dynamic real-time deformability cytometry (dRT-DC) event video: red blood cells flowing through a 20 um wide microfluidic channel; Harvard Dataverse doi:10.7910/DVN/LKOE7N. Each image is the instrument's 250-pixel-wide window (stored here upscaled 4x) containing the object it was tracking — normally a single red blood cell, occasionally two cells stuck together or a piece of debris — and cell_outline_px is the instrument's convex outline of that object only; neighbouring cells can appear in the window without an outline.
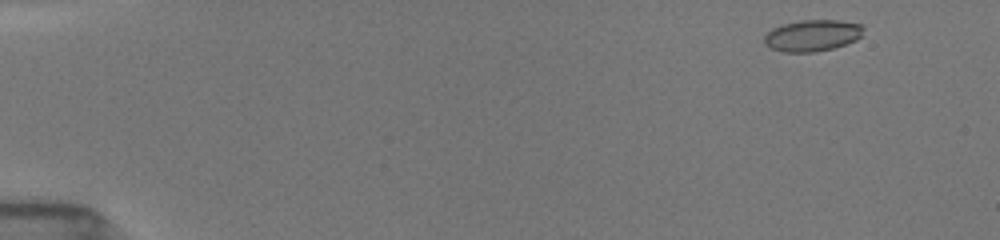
{"species": "common noctule bat (a hibernating species)", "species_latin": "Nyctalus noctula", "temperature_condition": "room temperature", "stored_images_in_passage": 50, "camera_frame_rate_fps": 3000, "um_per_image_px": 0.085, "animal": {"sex": "female", "body_mass_g": 19.5, "forearm_length_mm": 54.1}, "frame": {"image": 1, "passage_image": 2, "time_ms": 0.333, "image_size_px": [1000, 240], "cell_outline_px": [[864, 28], [860, 36], [856, 40], [832, 48], [816, 52], [784, 52], [768, 48], [764, 44], [764, 36], [772, 28], [784, 24], [800, 20], [836, 20], [860, 24]], "centroid_in_image_um": [69.0, 3.02], "position_along_channel_um": 16.0, "area_um2": 18.15}}
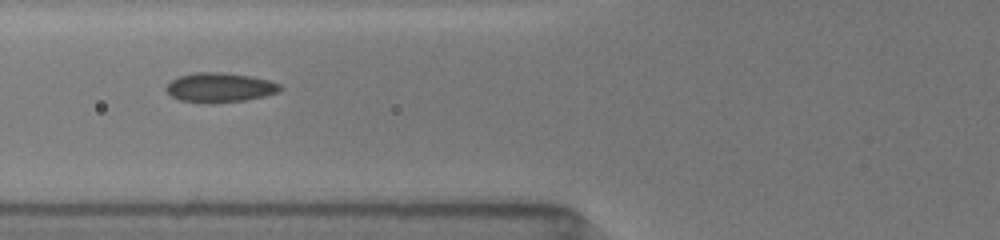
{"frame": {"image": 2, "passage_image": 19, "time_ms": 6.0, "image_size_px": [1000, 240], "cell_outline_px": [[280, 92], [264, 96], [244, 100], [212, 104], [204, 104], [180, 100], [172, 96], [164, 88], [172, 80], [180, 76], [196, 72], [224, 72], [252, 76], [268, 80], [280, 84]], "centroid_in_image_um": [18.68, 7.45], "position_along_channel_um": 107.1, "area_um2": 19.71}}
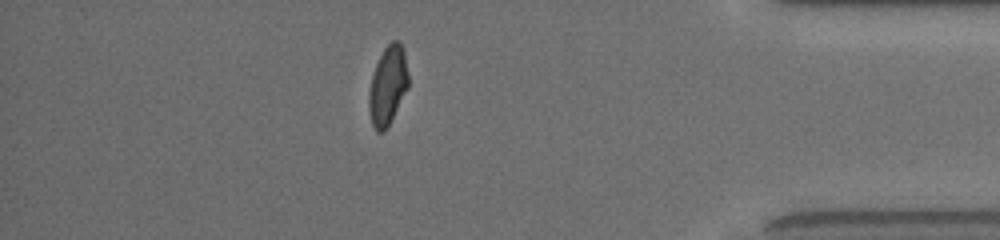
{"frame": {"image": 3, "passage_image": 44, "time_ms": 14.333, "image_size_px": [1000, 240], "cell_outline_px": [[408, 88], [384, 132], [376, 132], [372, 124], [368, 108], [368, 96], [372, 76], [376, 64], [384, 48], [392, 40], [396, 40], [404, 48], [408, 76]], "centroid_in_image_um": [32.95, 7.27], "position_along_channel_um": 402.2, "area_um2": 17.98}, "authors_computed_cell_mechanics": {"area_um2": 18.4382, "velocity_mm_per_s": 3.9222, "shape_relaxation_time_tau1_ms": null, "shape_relaxation_time_tau2_ms": 1.0964, "deformation_change_tau1": null, "deformation_change_tau2": 0.0631}}